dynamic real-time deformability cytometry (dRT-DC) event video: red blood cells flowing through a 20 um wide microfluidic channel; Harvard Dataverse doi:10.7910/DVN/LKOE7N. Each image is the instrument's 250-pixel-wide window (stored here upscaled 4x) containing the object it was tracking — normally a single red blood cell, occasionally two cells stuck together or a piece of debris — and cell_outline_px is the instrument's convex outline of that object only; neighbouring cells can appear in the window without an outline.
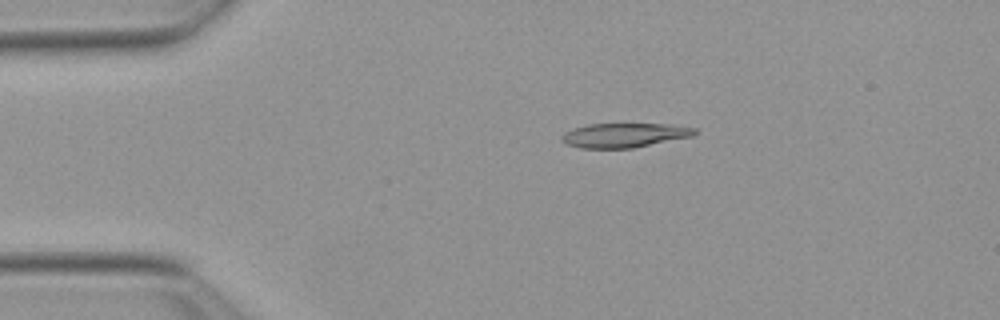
{"species": "Egyptian fruit bat (a non-hibernating species)", "species_latin": "Rousettus aegyptiacus", "temperature_condition": "warm", "stored_images_in_passage": 50, "camera_frame_rate_fps": 3000, "um_per_image_px": 0.085, "animal": {"sex": "female"}, "frame": {"image": 1, "passage_image": 8, "time_ms": 2.333, "image_size_px": [1000, 320], "cell_outline_px": [[696, 132], [692, 136], [632, 148], [580, 148], [564, 144], [560, 140], [560, 136], [564, 132], [588, 124], [672, 124], [696, 128]], "centroid_in_image_um": [53.02, 11.49], "position_along_channel_um": 32.0, "area_um2": 18.84}}
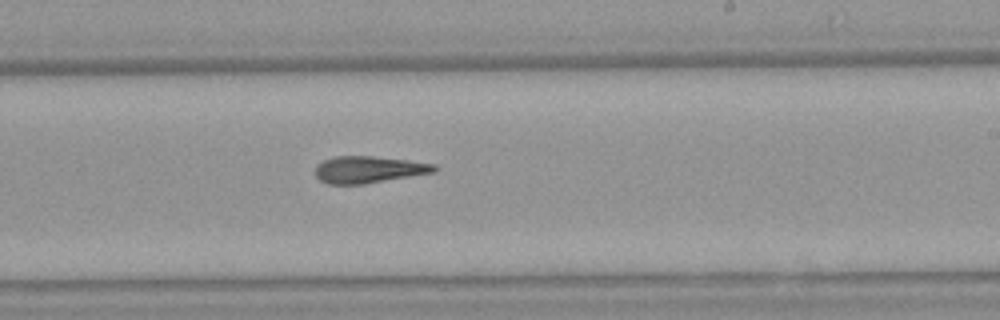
{"frame": {"image": 2, "passage_image": 29, "time_ms": 9.333, "image_size_px": [1000, 320], "cell_outline_px": [[440, 168], [436, 172], [364, 184], [328, 184], [320, 180], [316, 176], [316, 164], [324, 160], [336, 156], [372, 156], [408, 160], [436, 164]], "centroid_in_image_um": [31.37, 14.41], "position_along_channel_um": 257.6, "area_um2": 18.73}}
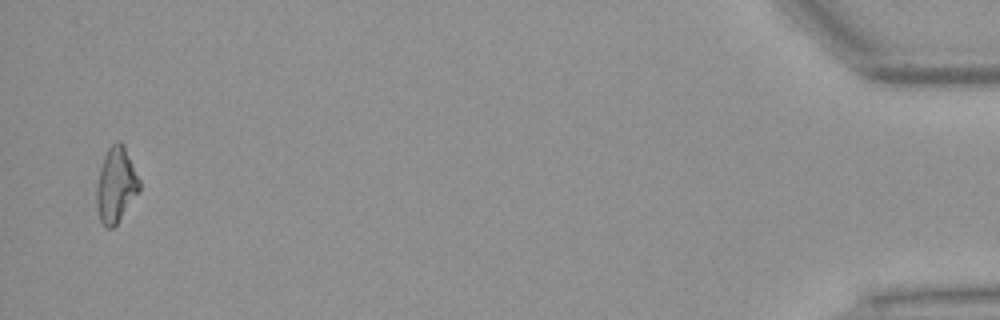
{"frame": {"image": 3, "passage_image": 49, "time_ms": 16.0, "image_size_px": [1000, 320], "cell_outline_px": [[140, 188], [116, 224], [112, 228], [108, 228], [100, 220], [96, 204], [96, 188], [100, 168], [104, 156], [108, 148], [116, 140], [120, 140], [124, 144], [140, 180]], "centroid_in_image_um": [9.84, 15.67], "position_along_channel_um": 425.4, "area_um2": 18.5}, "authors_computed_cell_mechanics": {"area_um2": 18.8428, "velocity_mm_per_s": 3.8759, "shape_relaxation_time_tau1_ms": null, "shape_relaxation_time_tau2_ms": 6.0849, "deformation_change_tau1": null, "deformation_change_tau2": 0.185}}